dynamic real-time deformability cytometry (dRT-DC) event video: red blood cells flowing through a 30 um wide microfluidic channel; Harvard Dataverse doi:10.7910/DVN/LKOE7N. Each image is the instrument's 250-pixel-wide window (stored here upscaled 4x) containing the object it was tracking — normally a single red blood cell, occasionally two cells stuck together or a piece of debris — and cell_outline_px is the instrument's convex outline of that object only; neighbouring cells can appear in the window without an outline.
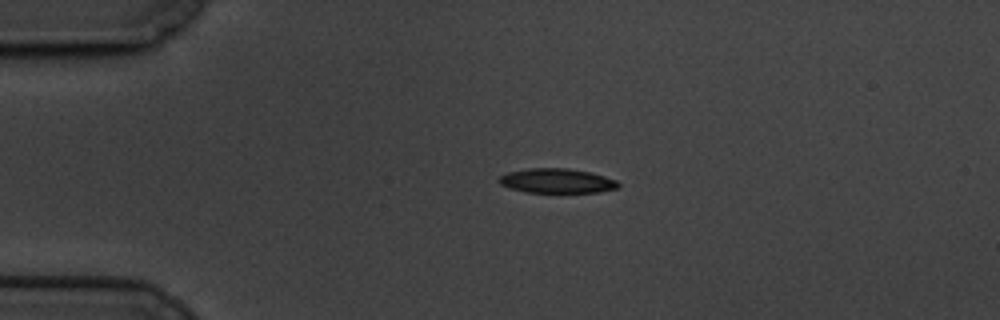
{"species": "common noctule bat (a hibernating species)", "species_latin": "Nyctalus noctula", "temperature_condition": "cold", "stored_images_in_passage": 47, "camera_frame_rate_fps": 3000, "um_per_image_px": 0.085, "animal": {"sex": "male", "body_mass_g": 19.5, "forearm_length_mm": 54.6}, "frame": {"image": 1, "passage_image": 1, "time_ms": 0.0, "image_size_px": [1000, 320], "cell_outline_px": [[620, 184], [616, 188], [600, 192], [524, 192], [500, 184], [496, 180], [500, 176], [508, 172], [528, 168], [568, 168], [592, 172], [616, 180]], "centroid_in_image_um": [47.32, 15.36], "position_along_channel_um": 37.7, "area_um2": 17.05}}
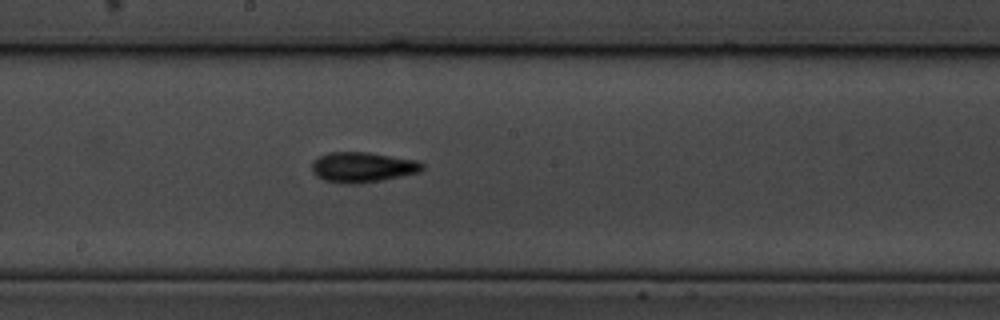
{"frame": {"image": 2, "passage_image": 20, "time_ms": 6.333, "image_size_px": [1000, 320], "cell_outline_px": [[424, 168], [420, 172], [384, 180], [360, 184], [344, 184], [324, 180], [316, 176], [312, 172], [312, 160], [328, 152], [368, 152], [416, 160], [424, 164]], "centroid_in_image_um": [30.81, 14.22], "position_along_channel_um": 217.4, "area_um2": 19.71}}
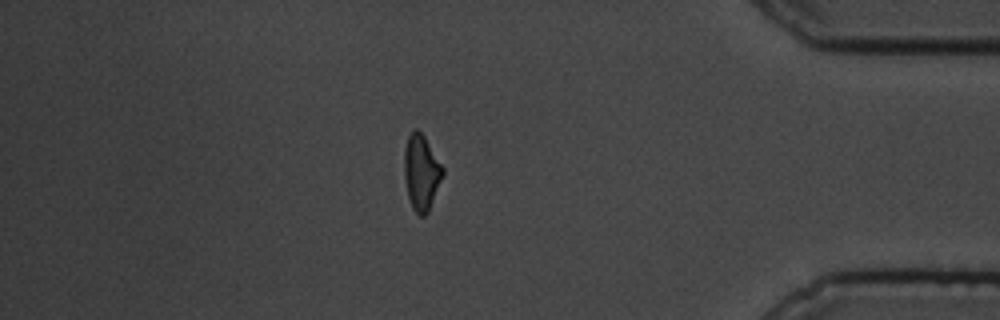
{"frame": {"image": 3, "passage_image": 39, "time_ms": 12.667, "image_size_px": [1000, 320], "cell_outline_px": [[444, 172], [428, 212], [424, 216], [420, 216], [412, 208], [408, 196], [404, 176], [404, 148], [408, 136], [412, 128], [416, 128], [424, 136], [444, 168]], "centroid_in_image_um": [35.8, 14.63], "position_along_channel_um": 399.4, "area_um2": 16.88}, "authors_computed_cell_mechanics": {"area_um2": 17.629, "velocity_mm_per_s": 3.3943, "shape_relaxation_time_tau1_ms": 4.0134, "shape_relaxation_time_tau2_ms": 10.7029, "deformation_change_tau1": 0.1525, "deformation_change_tau2": 0.179}}